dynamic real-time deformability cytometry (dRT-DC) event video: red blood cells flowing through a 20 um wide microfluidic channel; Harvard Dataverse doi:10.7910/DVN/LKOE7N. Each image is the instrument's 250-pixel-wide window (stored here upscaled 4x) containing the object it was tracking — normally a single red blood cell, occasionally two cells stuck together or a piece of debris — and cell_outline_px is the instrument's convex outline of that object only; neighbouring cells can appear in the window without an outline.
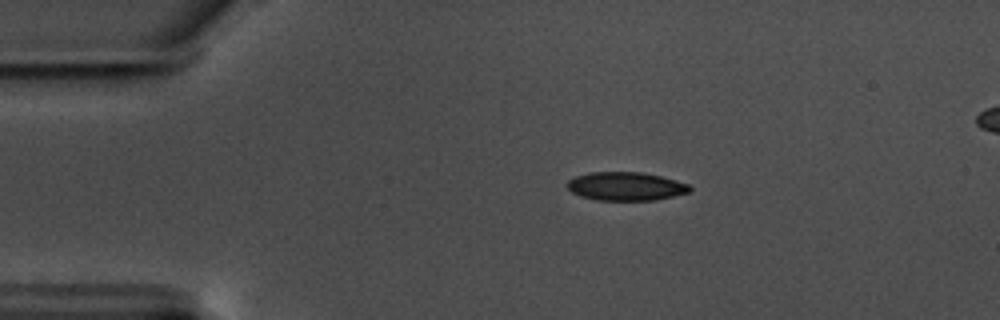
{"species": "common noctule bat (a hibernating species)", "species_latin": "Nyctalus noctula", "temperature_condition": "warm", "stored_images_in_passage": 47, "camera_frame_rate_fps": 3000, "um_per_image_px": 0.085, "animal": {"sex": "male", "body_mass_g": 17.5, "forearm_length_mm": 52.3}, "frame": {"image": 1, "passage_image": 1, "time_ms": 0.0, "image_size_px": [1000, 320], "cell_outline_px": [[692, 188], [688, 192], [672, 196], [652, 200], [596, 200], [580, 196], [572, 192], [568, 188], [568, 180], [576, 176], [588, 172], [644, 172], [660, 176], [688, 184]], "centroid_in_image_um": [53.16, 15.83], "position_along_channel_um": 31.8, "area_um2": 20.17}}
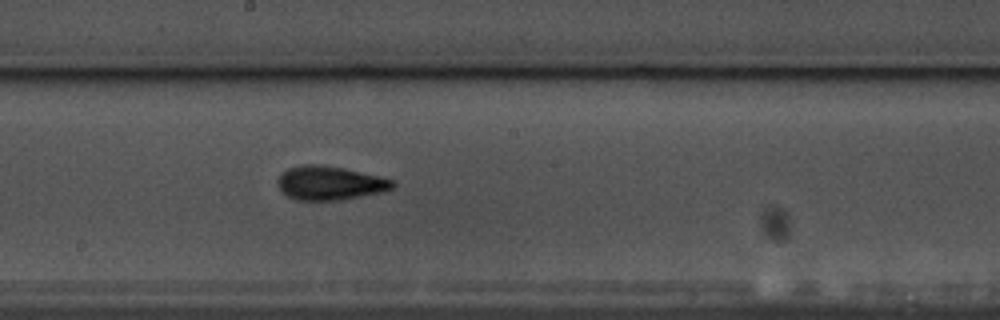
{"frame": {"image": 2, "passage_image": 21, "time_ms": 6.667, "image_size_px": [1000, 320], "cell_outline_px": [[396, 184], [392, 188], [380, 192], [340, 200], [296, 200], [288, 196], [280, 188], [276, 180], [280, 172], [288, 168], [304, 164], [320, 164], [344, 168], [396, 180]], "centroid_in_image_um": [28.02, 15.54], "position_along_channel_um": 220.2, "area_um2": 22.72}}
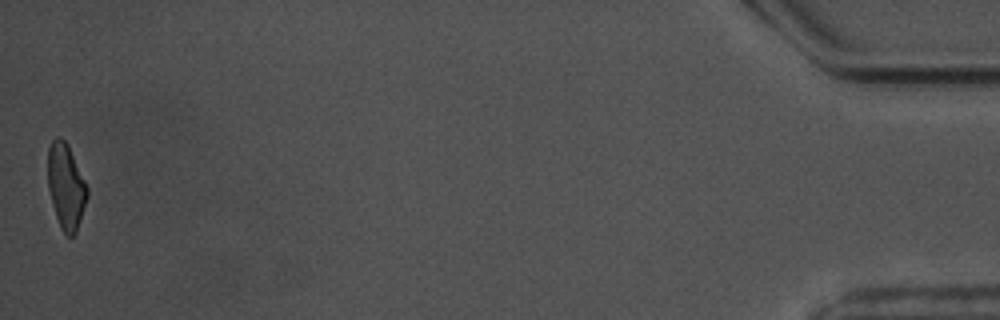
{"frame": {"image": 3, "passage_image": 47, "time_ms": 15.333, "image_size_px": [1000, 320], "cell_outline_px": [[88, 196], [76, 232], [72, 236], [68, 236], [60, 228], [52, 204], [48, 188], [48, 148], [52, 140], [56, 136], [60, 136], [68, 144], [88, 188]], "centroid_in_image_um": [5.6, 15.82], "position_along_channel_um": 429.6, "area_um2": 19.54}, "authors_computed_cell_mechanics": {"area_um2": 20.808, "velocity_mm_per_s": 3.5462, "shape_relaxation_time_tau1_ms": 4.1337, "shape_relaxation_time_tau2_ms": 2.5826, "deformation_change_tau1": 0.1394, "deformation_change_tau2": 0.0831}}